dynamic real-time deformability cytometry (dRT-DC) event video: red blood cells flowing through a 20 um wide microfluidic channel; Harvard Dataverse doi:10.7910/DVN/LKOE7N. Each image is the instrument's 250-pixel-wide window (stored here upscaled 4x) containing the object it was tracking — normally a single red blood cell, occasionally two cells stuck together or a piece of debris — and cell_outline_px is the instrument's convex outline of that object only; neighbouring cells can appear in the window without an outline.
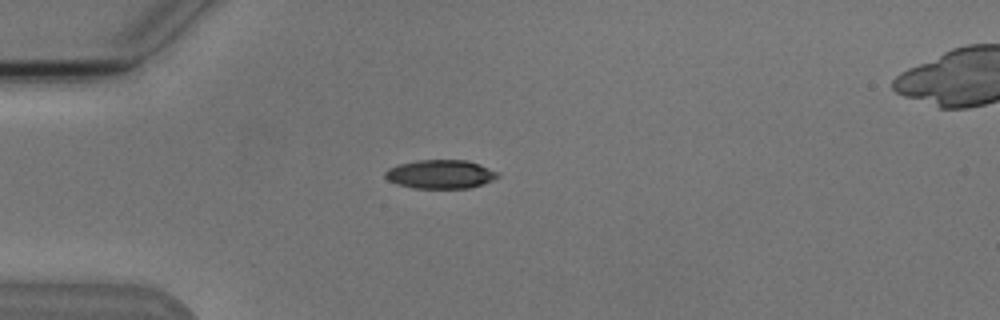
{"species": "Egyptian fruit bat (a non-hibernating species)", "species_latin": "Rousettus aegyptiacus", "temperature_condition": "cold", "stored_images_in_passage": 6, "camera_frame_rate_fps": 3000, "um_per_image_px": 0.085, "animal": {"sex": "male"}, "frame": {"image": 1, "passage_image": 3, "time_ms": 2.333, "image_size_px": [1000, 320], "cell_outline_px": [[500, 176], [492, 180], [468, 188], [412, 188], [396, 184], [388, 180], [384, 176], [384, 172], [388, 168], [396, 164], [416, 160], [468, 160], [480, 164], [496, 172]], "centroid_in_image_um": [37.37, 14.8], "position_along_channel_um": 47.6, "area_um2": 18.9}}
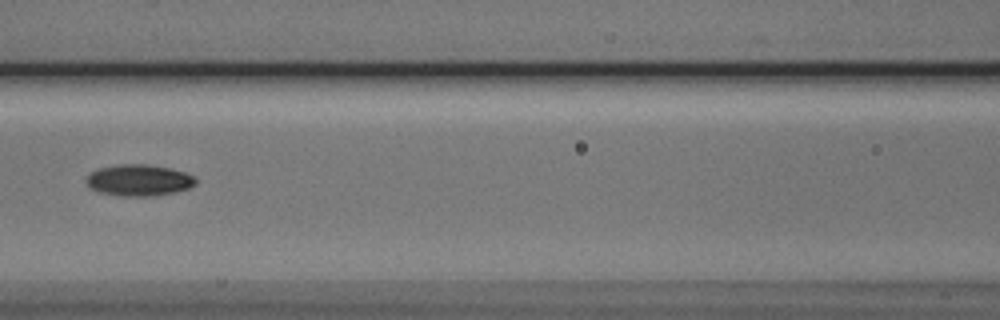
{"frame": {"image": 2, "passage_image": 6, "time_ms": 5.667, "image_size_px": [1000, 320], "cell_outline_px": [[196, 184], [188, 188], [176, 192], [152, 196], [124, 196], [96, 192], [88, 188], [84, 180], [92, 172], [100, 168], [120, 164], [144, 164], [168, 168], [184, 172], [192, 176], [196, 180]], "centroid_in_image_um": [11.76, 15.33], "position_along_channel_um": 154.8, "area_um2": 20.0}}